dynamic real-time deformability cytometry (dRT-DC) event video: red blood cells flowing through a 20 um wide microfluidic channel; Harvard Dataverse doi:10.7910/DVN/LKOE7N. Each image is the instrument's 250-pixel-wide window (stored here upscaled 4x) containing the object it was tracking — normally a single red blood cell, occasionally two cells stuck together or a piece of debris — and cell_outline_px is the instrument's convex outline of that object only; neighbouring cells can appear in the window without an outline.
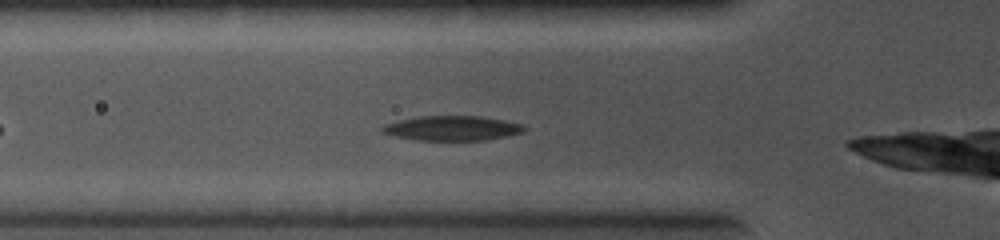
{"species": "common noctule bat (a hibernating species)", "species_latin": "Nyctalus noctula", "temperature_condition": "cold", "stored_images_in_passage": 38, "camera_frame_rate_fps": 5000, "um_per_image_px": 0.085, "animal": {"sex": "female", "body_mass_g": 19.0, "forearm_length_mm": 56.7}, "frame": {"image": 1, "passage_image": 4, "time_ms": 0.6, "image_size_px": [1000, 240], "cell_outline_px": [[528, 128], [524, 132], [508, 136], [484, 140], [416, 140], [396, 136], [380, 132], [380, 128], [384, 124], [416, 116], [480, 116], [504, 120], [524, 124]], "centroid_in_image_um": [38.46, 10.89], "position_along_channel_um": 87.3, "area_um2": 20.63}}
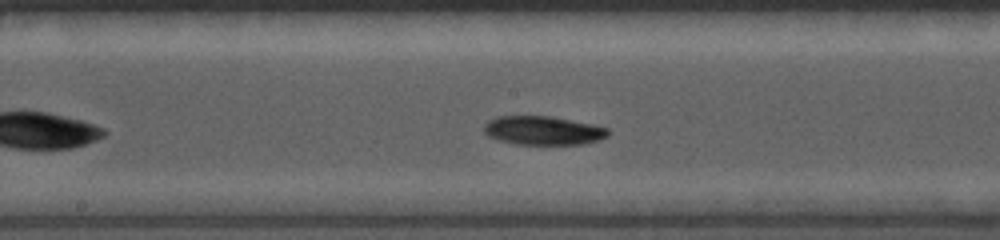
{"frame": {"image": 2, "passage_image": 16, "time_ms": 3.0, "image_size_px": [1000, 240], "cell_outline_px": [[612, 132], [608, 136], [600, 140], [584, 144], [516, 144], [500, 140], [488, 136], [484, 132], [484, 124], [488, 120], [496, 116], [552, 116], [592, 124], [608, 128]], "centroid_in_image_um": [46.19, 11.09], "position_along_channel_um": 202.0, "area_um2": 20.98}}
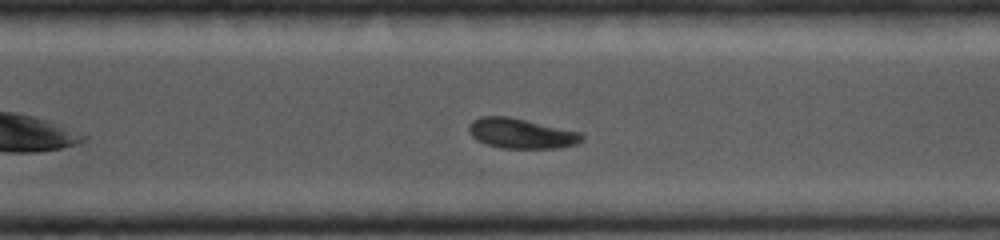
{"frame": {"image": 3, "passage_image": 29, "time_ms": 5.6, "image_size_px": [1000, 240], "cell_outline_px": [[584, 140], [576, 144], [556, 148], [504, 148], [488, 144], [476, 140], [468, 132], [468, 124], [472, 120], [480, 116], [508, 116], [580, 132], [584, 136]], "centroid_in_image_um": [44.27, 11.33], "position_along_channel_um": 326.3, "area_um2": 19.77}}